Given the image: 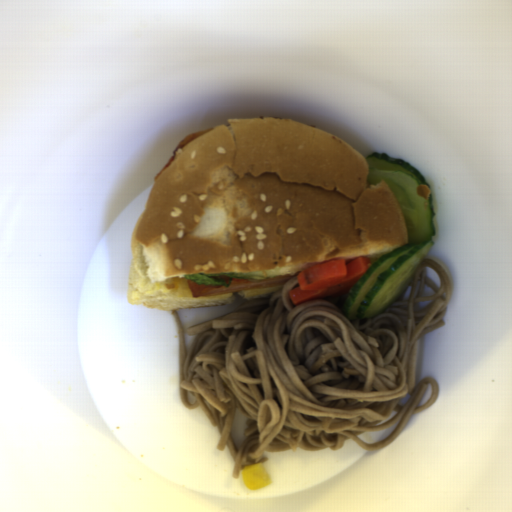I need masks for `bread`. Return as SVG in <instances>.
<instances>
[{
	"label": "bread",
	"mask_w": 512,
	"mask_h": 512,
	"mask_svg": "<svg viewBox=\"0 0 512 512\" xmlns=\"http://www.w3.org/2000/svg\"><path fill=\"white\" fill-rule=\"evenodd\" d=\"M366 159L291 118H230L193 139L155 179L137 218L128 304L164 312L252 302L285 286L193 298L184 275L284 277L335 259L371 265L409 244L391 186L367 185Z\"/></svg>",
	"instance_id": "bread-1"
},
{
	"label": "bread",
	"mask_w": 512,
	"mask_h": 512,
	"mask_svg": "<svg viewBox=\"0 0 512 512\" xmlns=\"http://www.w3.org/2000/svg\"><path fill=\"white\" fill-rule=\"evenodd\" d=\"M416 194L418 196L424 198L425 200L429 197L431 198L430 188L425 185L418 186V188L416 190Z\"/></svg>",
	"instance_id": "bread-2"
}]
</instances>
